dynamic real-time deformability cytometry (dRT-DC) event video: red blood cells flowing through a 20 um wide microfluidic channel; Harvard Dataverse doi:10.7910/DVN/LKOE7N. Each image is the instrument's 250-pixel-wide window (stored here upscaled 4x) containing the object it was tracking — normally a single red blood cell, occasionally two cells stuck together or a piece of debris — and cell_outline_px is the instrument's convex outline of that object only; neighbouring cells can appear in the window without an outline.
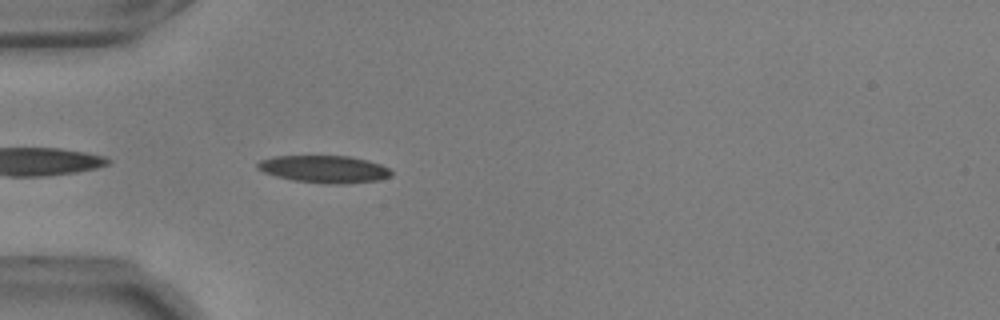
{"species": "common noctule bat (a hibernating species)", "species_latin": "Nyctalus noctula", "temperature_condition": "warm", "stored_images_in_passage": 27, "camera_frame_rate_fps": 3000, "um_per_image_px": 0.085, "animal": {"sex": "male", "body_mass_g": 17.9, "forearm_length_mm": 54.2}, "frame": {"image": 1, "passage_image": 3, "time_ms": 0.667, "image_size_px": [1000, 320], "cell_outline_px": [[392, 176], [380, 180], [348, 184], [324, 184], [292, 180], [276, 176], [264, 172], [256, 168], [256, 164], [260, 160], [272, 156], [348, 156], [368, 160], [380, 164], [388, 168], [392, 172]], "centroid_in_image_um": [27.57, 14.38], "position_along_channel_um": 57.4, "area_um2": 21.56}}
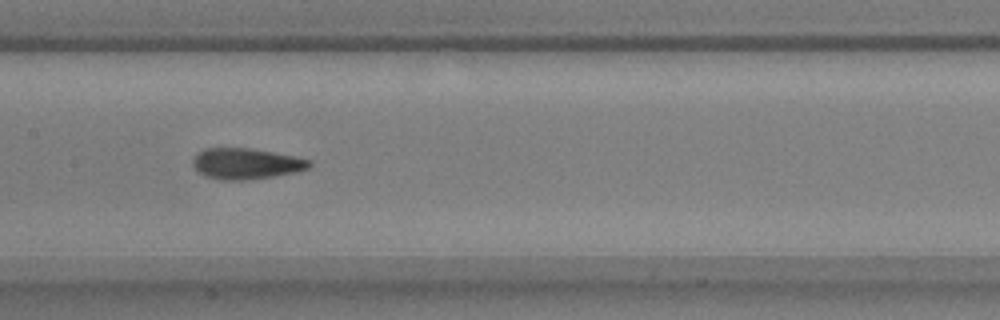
{"frame": {"image": 2, "passage_image": 14, "time_ms": 4.333, "image_size_px": [1000, 320], "cell_outline_px": [[312, 164], [308, 168], [296, 172], [248, 180], [220, 180], [204, 176], [196, 172], [192, 164], [192, 160], [204, 148], [248, 148], [272, 152], [312, 160]], "centroid_in_image_um": [20.88, 13.92], "position_along_channel_um": 186.5, "area_um2": 20.98}}
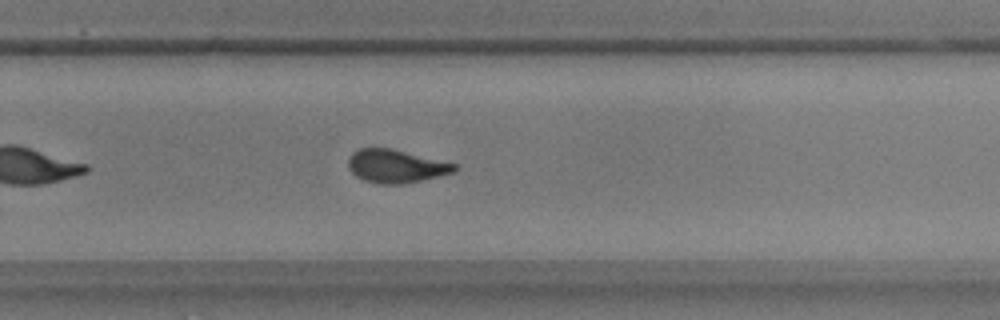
{"frame": {"image": 3, "passage_image": 23, "time_ms": 7.333, "image_size_px": [1000, 320], "cell_outline_px": [[460, 168], [456, 172], [420, 180], [400, 184], [380, 184], [364, 180], [356, 176], [348, 168], [348, 160], [352, 152], [360, 148], [392, 148], [456, 164]], "centroid_in_image_um": [33.66, 14.12], "position_along_channel_um": 296.1, "area_um2": 20.52}}